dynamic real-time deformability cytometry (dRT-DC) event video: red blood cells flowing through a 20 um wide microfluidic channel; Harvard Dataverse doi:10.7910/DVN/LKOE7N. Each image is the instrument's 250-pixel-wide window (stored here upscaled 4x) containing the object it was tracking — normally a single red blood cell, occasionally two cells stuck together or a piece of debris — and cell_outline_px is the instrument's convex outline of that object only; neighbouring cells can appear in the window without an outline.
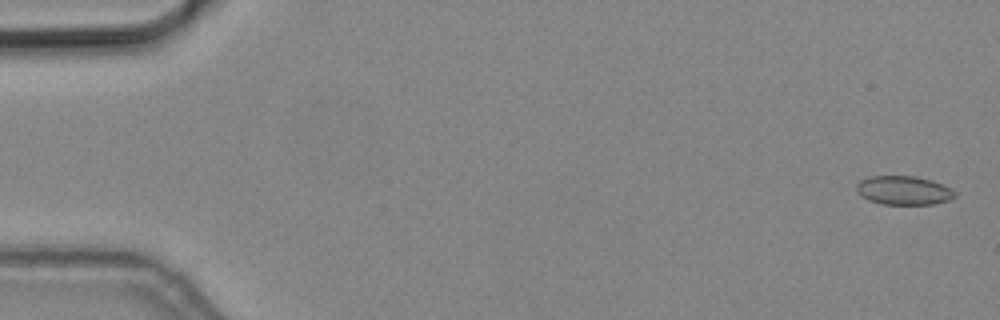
{"species": "common noctule bat (a hibernating species)", "species_latin": "Nyctalus noctula", "temperature_condition": "cold", "stored_images_in_passage": 5, "camera_frame_rate_fps": 3000, "um_per_image_px": 0.085, "animal": {"sex": "male", "body_mass_g": 19.2, "forearm_length_mm": 51.8}, "frame": {"image": 1, "passage_image": 1, "time_ms": 0.0, "image_size_px": [1000, 320], "cell_outline_px": [[956, 196], [948, 200], [932, 204], [884, 204], [868, 200], [856, 188], [856, 184], [860, 180], [872, 176], [912, 176], [932, 180], [956, 192]], "centroid_in_image_um": [76.81, 16.18], "position_along_channel_um": 8.2, "area_um2": 16.18}}
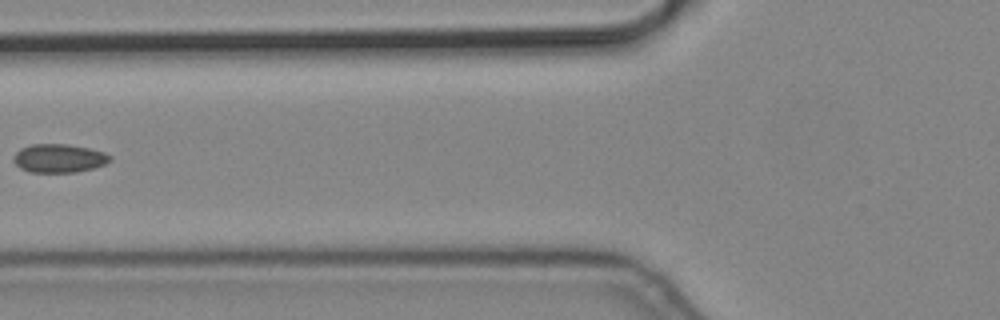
{"frame": {"image": 2, "passage_image": 4, "time_ms": 1.0, "image_size_px": [1000, 320], "cell_outline_px": [[112, 160], [104, 164], [92, 168], [76, 172], [32, 172], [20, 168], [12, 160], [12, 156], [20, 148], [32, 144], [68, 144], [88, 148], [104, 152], [112, 156]], "centroid_in_image_um": [5.0, 13.44], "position_along_channel_um": 120.8, "area_um2": 16.07}}
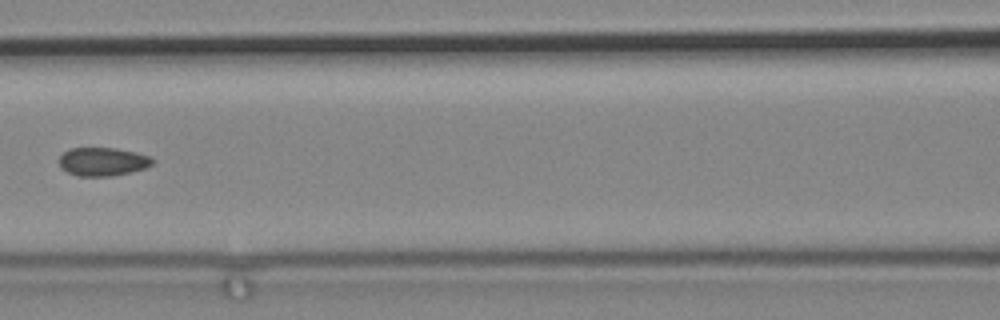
{"frame": {"image": 3, "passage_image": 5, "time_ms": 1.333, "image_size_px": [1000, 320], "cell_outline_px": [[152, 164], [144, 168], [112, 176], [76, 176], [60, 168], [60, 156], [68, 148], [116, 148], [136, 152], [148, 156], [152, 160]], "centroid_in_image_um": [8.68, 13.73], "position_along_channel_um": 157.9, "area_um2": 15.32}}